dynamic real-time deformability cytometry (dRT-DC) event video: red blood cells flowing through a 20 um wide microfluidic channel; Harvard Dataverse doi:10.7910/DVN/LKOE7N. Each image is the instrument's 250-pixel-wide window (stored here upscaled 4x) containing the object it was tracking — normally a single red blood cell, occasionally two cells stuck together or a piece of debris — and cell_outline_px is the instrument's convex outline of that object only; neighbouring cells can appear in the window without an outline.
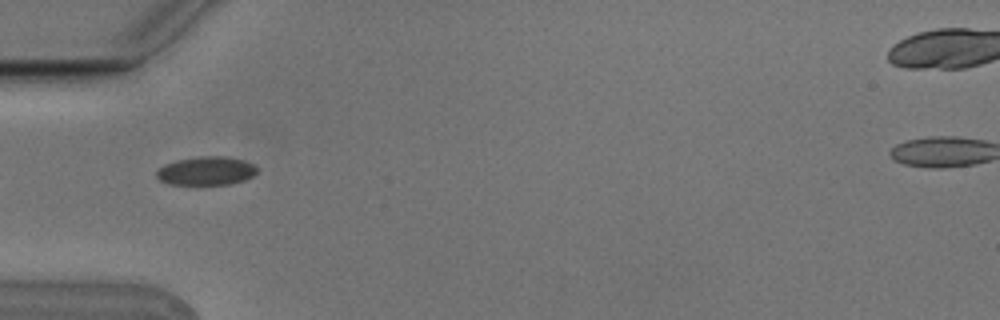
{"species": "Egyptian fruit bat (a non-hibernating species)", "species_latin": "Rousettus aegyptiacus", "temperature_condition": "cold", "stored_images_in_passage": 1, "camera_frame_rate_fps": 3000, "um_per_image_px": 0.085, "animal": {"sex": "male"}, "frame": {"image": 1, "passage_image": 1, "time_ms": 0.0, "image_size_px": [1000, 320], "cell_outline_px": [[260, 168], [252, 176], [244, 180], [228, 184], [168, 184], [160, 180], [156, 176], [156, 172], [164, 164], [180, 160], [200, 156], [224, 156], [244, 160]], "centroid_in_image_um": [17.55, 14.52], "position_along_channel_um": 67.5, "area_um2": 16.59}}